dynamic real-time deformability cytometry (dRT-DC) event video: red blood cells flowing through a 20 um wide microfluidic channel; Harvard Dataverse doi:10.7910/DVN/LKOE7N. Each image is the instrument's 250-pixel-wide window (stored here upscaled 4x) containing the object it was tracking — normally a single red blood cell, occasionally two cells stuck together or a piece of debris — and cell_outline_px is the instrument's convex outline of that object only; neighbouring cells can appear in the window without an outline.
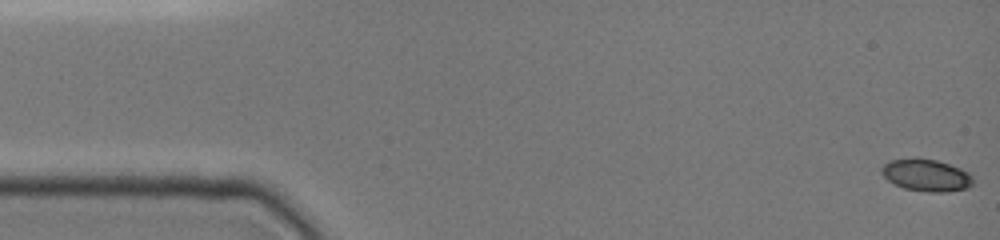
{"species": "common noctule bat (a hibernating species)", "species_latin": "Nyctalus noctula", "temperature_condition": "cold", "stored_images_in_passage": 100, "camera_frame_rate_fps": 3000, "um_per_image_px": 0.085, "animal": {"sex": "female", "body_mass_g": 19.0, "forearm_length_mm": 51.5}, "frame": {"image": 1, "passage_image": 1, "time_ms": 0.0, "image_size_px": [1000, 240], "cell_outline_px": [[972, 184], [968, 188], [948, 192], [928, 192], [904, 188], [888, 180], [880, 172], [880, 168], [884, 164], [892, 160], [916, 156], [920, 156], [936, 160], [960, 168], [968, 172], [972, 176]], "centroid_in_image_um": [78.72, 14.87], "position_along_channel_um": 6.3, "area_um2": 17.34}}
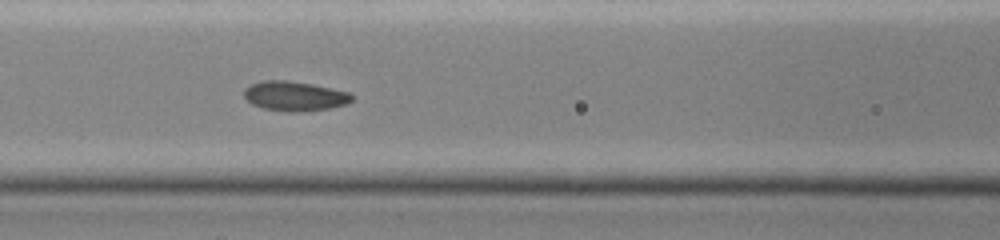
{"frame": {"image": 2, "passage_image": 44, "time_ms": 6.667, "image_size_px": [1000, 240], "cell_outline_px": [[352, 100], [348, 104], [328, 108], [304, 112], [288, 112], [264, 108], [252, 104], [244, 96], [244, 88], [260, 80], [288, 80], [312, 84], [352, 92]], "centroid_in_image_um": [25.06, 8.16], "position_along_channel_um": 141.5, "area_um2": 18.79}}
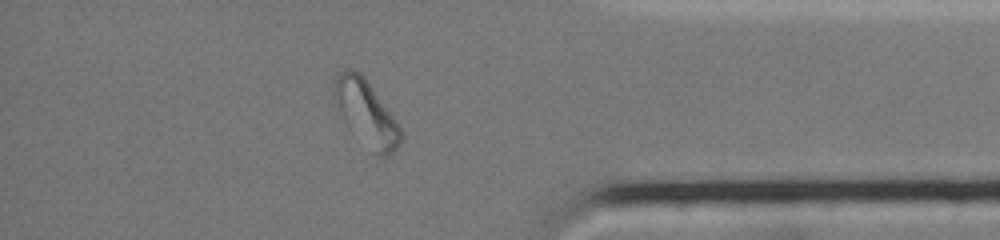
{"frame": {"image": 3, "passage_image": 88, "time_ms": 13.667, "image_size_px": [1000, 240], "cell_outline_px": [[404, 140], [388, 156], [380, 156], [372, 152], [344, 120], [332, 96], [332, 84], [340, 72], [344, 68], [352, 68], [360, 72], [372, 88], [404, 132]], "centroid_in_image_um": [31.13, 9.6], "position_along_channel_um": 404.1, "area_um2": 25.03}}